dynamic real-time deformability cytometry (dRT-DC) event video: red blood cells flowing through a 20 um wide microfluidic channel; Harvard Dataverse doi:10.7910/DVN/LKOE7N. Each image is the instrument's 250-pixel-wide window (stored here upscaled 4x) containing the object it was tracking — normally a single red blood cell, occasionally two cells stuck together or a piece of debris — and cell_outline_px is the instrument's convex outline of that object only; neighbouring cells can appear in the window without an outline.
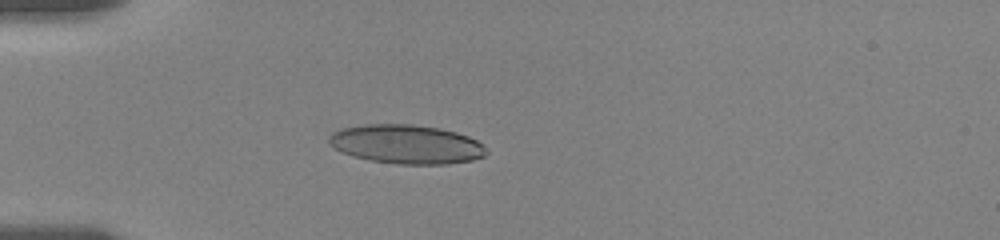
{"species": "human", "species_latin": "Homo sapiens", "temperature_condition": "room temperature", "stored_images_in_passage": 5, "camera_frame_rate_fps": 3000, "um_per_image_px": 0.085, "donor": {"sex": "female"}, "frame": {"image": 1, "passage_image": 5, "time_ms": 4.667, "image_size_px": [1000, 240], "cell_outline_px": [[488, 152], [484, 156], [472, 160], [448, 164], [396, 164], [368, 160], [352, 156], [328, 144], [328, 136], [332, 132], [340, 128], [364, 124], [412, 124], [440, 128], [456, 132], [468, 136], [484, 144]], "centroid_in_image_um": [34.54, 12.26], "position_along_channel_um": 50.5, "area_um2": 36.07}}